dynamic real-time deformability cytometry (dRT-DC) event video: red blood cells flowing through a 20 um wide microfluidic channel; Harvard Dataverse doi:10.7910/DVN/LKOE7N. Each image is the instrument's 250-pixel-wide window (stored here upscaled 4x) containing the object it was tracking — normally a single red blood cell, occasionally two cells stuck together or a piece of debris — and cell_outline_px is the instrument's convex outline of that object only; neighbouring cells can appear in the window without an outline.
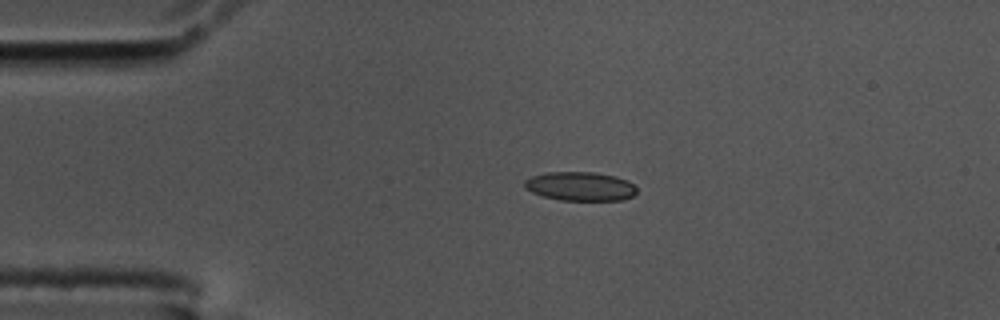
{"species": "common noctule bat (a hibernating species)", "species_latin": "Nyctalus noctula", "temperature_condition": "cold", "stored_images_in_passage": 45, "camera_frame_rate_fps": 3000, "um_per_image_px": 0.085, "animal": {"sex": "male", "body_mass_g": 17.5, "forearm_length_mm": 52.3}, "frame": {"image": 1, "passage_image": 1, "time_ms": 0.0, "image_size_px": [1000, 320], "cell_outline_px": [[636, 192], [632, 196], [624, 200], [560, 200], [544, 196], [532, 192], [524, 188], [524, 180], [532, 176], [548, 172], [596, 172], [616, 176], [628, 180], [636, 188]], "centroid_in_image_um": [49.32, 15.83], "position_along_channel_um": 35.7, "area_um2": 18.96}}
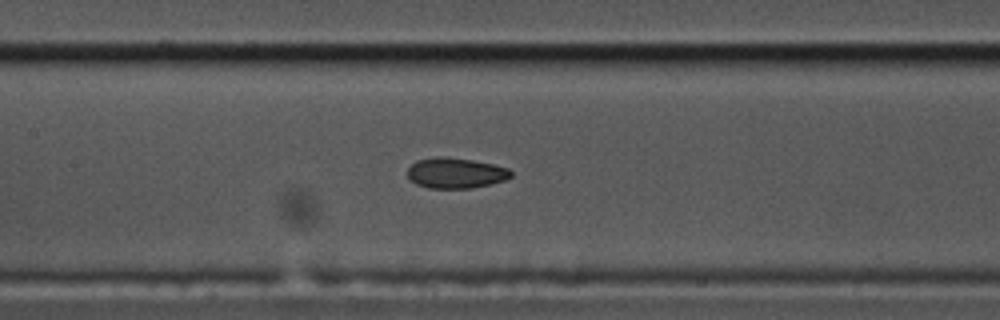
{"frame": {"image": 2, "passage_image": 15, "time_ms": 4.667, "image_size_px": [1000, 320], "cell_outline_px": [[512, 176], [504, 180], [492, 184], [472, 188], [428, 188], [416, 184], [408, 176], [408, 168], [416, 160], [436, 156], [444, 156], [472, 160], [492, 164], [508, 168], [512, 172]], "centroid_in_image_um": [38.73, 14.7], "position_along_channel_um": 168.7, "area_um2": 18.44}}
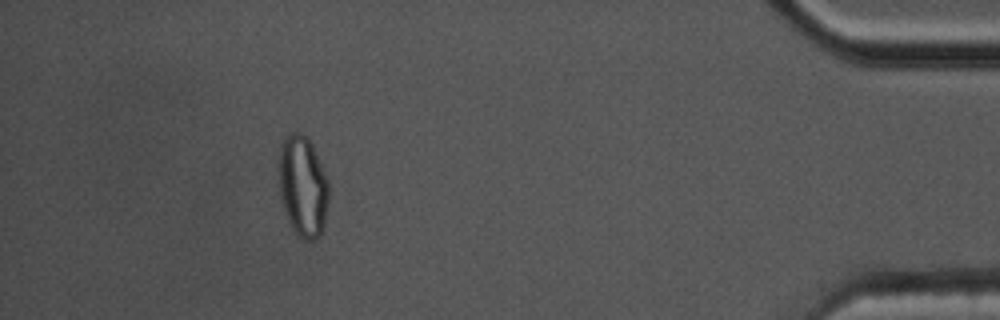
{"frame": {"image": 3, "passage_image": 40, "time_ms": 13.0, "image_size_px": [1000, 320], "cell_outline_px": [[328, 200], [324, 224], [320, 236], [316, 240], [304, 240], [296, 232], [288, 220], [280, 196], [280, 144], [284, 136], [288, 132], [300, 132], [312, 144], [328, 180]], "centroid_in_image_um": [25.75, 15.82], "position_along_channel_um": 409.5, "area_um2": 29.13}, "authors_computed_cell_mechanics": {"area_um2": 19.0162, "velocity_mm_per_s": 3.5755, "shape_relaxation_time_tau1_ms": null, "shape_relaxation_time_tau2_ms": 1.7764, "deformation_change_tau1": null, "deformation_change_tau2": 0.0596}}